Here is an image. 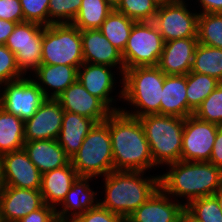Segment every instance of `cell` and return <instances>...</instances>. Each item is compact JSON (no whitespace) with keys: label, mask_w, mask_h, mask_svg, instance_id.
<instances>
[{"label":"cell","mask_w":222,"mask_h":222,"mask_svg":"<svg viewBox=\"0 0 222 222\" xmlns=\"http://www.w3.org/2000/svg\"><path fill=\"white\" fill-rule=\"evenodd\" d=\"M114 170L146 171L153 162L144 127L139 118L121 111L108 116Z\"/></svg>","instance_id":"obj_1"},{"label":"cell","mask_w":222,"mask_h":222,"mask_svg":"<svg viewBox=\"0 0 222 222\" xmlns=\"http://www.w3.org/2000/svg\"><path fill=\"white\" fill-rule=\"evenodd\" d=\"M168 165L171 169L160 175V188L172 198L186 197L184 205L214 195L222 185V169L209 161L180 160Z\"/></svg>","instance_id":"obj_2"},{"label":"cell","mask_w":222,"mask_h":222,"mask_svg":"<svg viewBox=\"0 0 222 222\" xmlns=\"http://www.w3.org/2000/svg\"><path fill=\"white\" fill-rule=\"evenodd\" d=\"M144 173L113 170L103 176L105 198L99 205L126 220L160 188V175L144 178Z\"/></svg>","instance_id":"obj_3"},{"label":"cell","mask_w":222,"mask_h":222,"mask_svg":"<svg viewBox=\"0 0 222 222\" xmlns=\"http://www.w3.org/2000/svg\"><path fill=\"white\" fill-rule=\"evenodd\" d=\"M165 74L157 66L134 67L126 69L123 76L120 98L129 102L136 111L121 112L140 118L150 114H160V103Z\"/></svg>","instance_id":"obj_4"},{"label":"cell","mask_w":222,"mask_h":222,"mask_svg":"<svg viewBox=\"0 0 222 222\" xmlns=\"http://www.w3.org/2000/svg\"><path fill=\"white\" fill-rule=\"evenodd\" d=\"M139 120L144 127L156 167L181 160L185 118L150 114L140 117Z\"/></svg>","instance_id":"obj_5"},{"label":"cell","mask_w":222,"mask_h":222,"mask_svg":"<svg viewBox=\"0 0 222 222\" xmlns=\"http://www.w3.org/2000/svg\"><path fill=\"white\" fill-rule=\"evenodd\" d=\"M70 162L78 176L95 178L114 170L108 118L94 125Z\"/></svg>","instance_id":"obj_6"},{"label":"cell","mask_w":222,"mask_h":222,"mask_svg":"<svg viewBox=\"0 0 222 222\" xmlns=\"http://www.w3.org/2000/svg\"><path fill=\"white\" fill-rule=\"evenodd\" d=\"M83 63L80 29L72 23L43 28L41 64L69 65L78 69Z\"/></svg>","instance_id":"obj_7"},{"label":"cell","mask_w":222,"mask_h":222,"mask_svg":"<svg viewBox=\"0 0 222 222\" xmlns=\"http://www.w3.org/2000/svg\"><path fill=\"white\" fill-rule=\"evenodd\" d=\"M164 40L153 22H135L122 54L125 70L157 66Z\"/></svg>","instance_id":"obj_8"},{"label":"cell","mask_w":222,"mask_h":222,"mask_svg":"<svg viewBox=\"0 0 222 222\" xmlns=\"http://www.w3.org/2000/svg\"><path fill=\"white\" fill-rule=\"evenodd\" d=\"M43 26L31 23H17L5 45L15 54L20 71L25 74L34 72L42 59Z\"/></svg>","instance_id":"obj_9"},{"label":"cell","mask_w":222,"mask_h":222,"mask_svg":"<svg viewBox=\"0 0 222 222\" xmlns=\"http://www.w3.org/2000/svg\"><path fill=\"white\" fill-rule=\"evenodd\" d=\"M184 0L159 5L153 23L161 34L164 42L171 40L197 37L199 13L187 9Z\"/></svg>","instance_id":"obj_10"},{"label":"cell","mask_w":222,"mask_h":222,"mask_svg":"<svg viewBox=\"0 0 222 222\" xmlns=\"http://www.w3.org/2000/svg\"><path fill=\"white\" fill-rule=\"evenodd\" d=\"M3 86L1 108L23 121L31 118L47 99L34 78L23 77Z\"/></svg>","instance_id":"obj_11"},{"label":"cell","mask_w":222,"mask_h":222,"mask_svg":"<svg viewBox=\"0 0 222 222\" xmlns=\"http://www.w3.org/2000/svg\"><path fill=\"white\" fill-rule=\"evenodd\" d=\"M219 125L198 119L195 115L185 118L181 160L209 161Z\"/></svg>","instance_id":"obj_12"},{"label":"cell","mask_w":222,"mask_h":222,"mask_svg":"<svg viewBox=\"0 0 222 222\" xmlns=\"http://www.w3.org/2000/svg\"><path fill=\"white\" fill-rule=\"evenodd\" d=\"M0 165L3 186L40 190L42 173L24 149L2 154Z\"/></svg>","instance_id":"obj_13"},{"label":"cell","mask_w":222,"mask_h":222,"mask_svg":"<svg viewBox=\"0 0 222 222\" xmlns=\"http://www.w3.org/2000/svg\"><path fill=\"white\" fill-rule=\"evenodd\" d=\"M64 110L59 101L47 98L37 112L24 121L25 142L57 140L61 131Z\"/></svg>","instance_id":"obj_14"},{"label":"cell","mask_w":222,"mask_h":222,"mask_svg":"<svg viewBox=\"0 0 222 222\" xmlns=\"http://www.w3.org/2000/svg\"><path fill=\"white\" fill-rule=\"evenodd\" d=\"M44 205L40 190L2 186L0 222H18Z\"/></svg>","instance_id":"obj_15"},{"label":"cell","mask_w":222,"mask_h":222,"mask_svg":"<svg viewBox=\"0 0 222 222\" xmlns=\"http://www.w3.org/2000/svg\"><path fill=\"white\" fill-rule=\"evenodd\" d=\"M62 109L94 120L104 122L112 111L96 96L91 95L77 79L56 98Z\"/></svg>","instance_id":"obj_16"},{"label":"cell","mask_w":222,"mask_h":222,"mask_svg":"<svg viewBox=\"0 0 222 222\" xmlns=\"http://www.w3.org/2000/svg\"><path fill=\"white\" fill-rule=\"evenodd\" d=\"M84 63L100 64L115 67L118 64L121 75L125 72V65L121 52L99 31L81 30Z\"/></svg>","instance_id":"obj_17"},{"label":"cell","mask_w":222,"mask_h":222,"mask_svg":"<svg viewBox=\"0 0 222 222\" xmlns=\"http://www.w3.org/2000/svg\"><path fill=\"white\" fill-rule=\"evenodd\" d=\"M198 43L197 37L164 42L157 67L165 75H187L191 71Z\"/></svg>","instance_id":"obj_18"},{"label":"cell","mask_w":222,"mask_h":222,"mask_svg":"<svg viewBox=\"0 0 222 222\" xmlns=\"http://www.w3.org/2000/svg\"><path fill=\"white\" fill-rule=\"evenodd\" d=\"M171 197L159 188L144 204L137 208L125 222H177L185 205L171 201Z\"/></svg>","instance_id":"obj_19"},{"label":"cell","mask_w":222,"mask_h":222,"mask_svg":"<svg viewBox=\"0 0 222 222\" xmlns=\"http://www.w3.org/2000/svg\"><path fill=\"white\" fill-rule=\"evenodd\" d=\"M111 68L108 65L83 63L78 68L77 79L91 95L99 98L112 112H117L121 109L111 106L114 99L109 95L115 87V74Z\"/></svg>","instance_id":"obj_20"},{"label":"cell","mask_w":222,"mask_h":222,"mask_svg":"<svg viewBox=\"0 0 222 222\" xmlns=\"http://www.w3.org/2000/svg\"><path fill=\"white\" fill-rule=\"evenodd\" d=\"M91 178L93 177L78 176L73 182L62 202L61 206L63 208L59 211L56 210L58 222H70L73 218L99 204V201L95 198L97 193L90 189L89 181Z\"/></svg>","instance_id":"obj_21"},{"label":"cell","mask_w":222,"mask_h":222,"mask_svg":"<svg viewBox=\"0 0 222 222\" xmlns=\"http://www.w3.org/2000/svg\"><path fill=\"white\" fill-rule=\"evenodd\" d=\"M78 174L71 162L67 165L42 174L40 192L44 204L57 209L63 202Z\"/></svg>","instance_id":"obj_22"},{"label":"cell","mask_w":222,"mask_h":222,"mask_svg":"<svg viewBox=\"0 0 222 222\" xmlns=\"http://www.w3.org/2000/svg\"><path fill=\"white\" fill-rule=\"evenodd\" d=\"M23 149L42 174L61 168L70 162V158L65 154L58 140L25 142Z\"/></svg>","instance_id":"obj_23"},{"label":"cell","mask_w":222,"mask_h":222,"mask_svg":"<svg viewBox=\"0 0 222 222\" xmlns=\"http://www.w3.org/2000/svg\"><path fill=\"white\" fill-rule=\"evenodd\" d=\"M34 72L36 74L35 76L38 78V81H35L38 87L43 91L45 97L54 99L72 85L77 80L78 76V69L76 67L61 64H41ZM45 86L53 89L54 92L50 94L48 88Z\"/></svg>","instance_id":"obj_24"},{"label":"cell","mask_w":222,"mask_h":222,"mask_svg":"<svg viewBox=\"0 0 222 222\" xmlns=\"http://www.w3.org/2000/svg\"><path fill=\"white\" fill-rule=\"evenodd\" d=\"M186 91L187 75H166L160 100V114L180 118L188 117Z\"/></svg>","instance_id":"obj_25"},{"label":"cell","mask_w":222,"mask_h":222,"mask_svg":"<svg viewBox=\"0 0 222 222\" xmlns=\"http://www.w3.org/2000/svg\"><path fill=\"white\" fill-rule=\"evenodd\" d=\"M95 124L96 122L92 119L64 111L61 131L57 140L70 159L79 151L85 137Z\"/></svg>","instance_id":"obj_26"},{"label":"cell","mask_w":222,"mask_h":222,"mask_svg":"<svg viewBox=\"0 0 222 222\" xmlns=\"http://www.w3.org/2000/svg\"><path fill=\"white\" fill-rule=\"evenodd\" d=\"M25 143L24 121L0 109V156L23 149Z\"/></svg>","instance_id":"obj_27"},{"label":"cell","mask_w":222,"mask_h":222,"mask_svg":"<svg viewBox=\"0 0 222 222\" xmlns=\"http://www.w3.org/2000/svg\"><path fill=\"white\" fill-rule=\"evenodd\" d=\"M113 9L107 0H82L72 24L80 30L99 29Z\"/></svg>","instance_id":"obj_28"},{"label":"cell","mask_w":222,"mask_h":222,"mask_svg":"<svg viewBox=\"0 0 222 222\" xmlns=\"http://www.w3.org/2000/svg\"><path fill=\"white\" fill-rule=\"evenodd\" d=\"M134 23L135 21L113 9L102 23L99 31L122 53Z\"/></svg>","instance_id":"obj_29"},{"label":"cell","mask_w":222,"mask_h":222,"mask_svg":"<svg viewBox=\"0 0 222 222\" xmlns=\"http://www.w3.org/2000/svg\"><path fill=\"white\" fill-rule=\"evenodd\" d=\"M220 83L216 78L206 74L191 71L187 74L188 116L194 114L195 110Z\"/></svg>","instance_id":"obj_30"},{"label":"cell","mask_w":222,"mask_h":222,"mask_svg":"<svg viewBox=\"0 0 222 222\" xmlns=\"http://www.w3.org/2000/svg\"><path fill=\"white\" fill-rule=\"evenodd\" d=\"M191 72L206 74L222 82V49L198 43Z\"/></svg>","instance_id":"obj_31"},{"label":"cell","mask_w":222,"mask_h":222,"mask_svg":"<svg viewBox=\"0 0 222 222\" xmlns=\"http://www.w3.org/2000/svg\"><path fill=\"white\" fill-rule=\"evenodd\" d=\"M198 42L222 49V13H199Z\"/></svg>","instance_id":"obj_32"},{"label":"cell","mask_w":222,"mask_h":222,"mask_svg":"<svg viewBox=\"0 0 222 222\" xmlns=\"http://www.w3.org/2000/svg\"><path fill=\"white\" fill-rule=\"evenodd\" d=\"M158 7L154 0H118L114 9L135 22H152Z\"/></svg>","instance_id":"obj_33"},{"label":"cell","mask_w":222,"mask_h":222,"mask_svg":"<svg viewBox=\"0 0 222 222\" xmlns=\"http://www.w3.org/2000/svg\"><path fill=\"white\" fill-rule=\"evenodd\" d=\"M185 210L200 222H222V210L214 195L190 201Z\"/></svg>","instance_id":"obj_34"},{"label":"cell","mask_w":222,"mask_h":222,"mask_svg":"<svg viewBox=\"0 0 222 222\" xmlns=\"http://www.w3.org/2000/svg\"><path fill=\"white\" fill-rule=\"evenodd\" d=\"M193 115L200 120L222 126V82L201 103Z\"/></svg>","instance_id":"obj_35"},{"label":"cell","mask_w":222,"mask_h":222,"mask_svg":"<svg viewBox=\"0 0 222 222\" xmlns=\"http://www.w3.org/2000/svg\"><path fill=\"white\" fill-rule=\"evenodd\" d=\"M82 0H50L49 25L72 23L77 16Z\"/></svg>","instance_id":"obj_36"},{"label":"cell","mask_w":222,"mask_h":222,"mask_svg":"<svg viewBox=\"0 0 222 222\" xmlns=\"http://www.w3.org/2000/svg\"><path fill=\"white\" fill-rule=\"evenodd\" d=\"M50 0H20L24 21L36 23L43 27L49 25Z\"/></svg>","instance_id":"obj_37"},{"label":"cell","mask_w":222,"mask_h":222,"mask_svg":"<svg viewBox=\"0 0 222 222\" xmlns=\"http://www.w3.org/2000/svg\"><path fill=\"white\" fill-rule=\"evenodd\" d=\"M23 75L18 68L15 54L6 45H0V83L19 80Z\"/></svg>","instance_id":"obj_38"},{"label":"cell","mask_w":222,"mask_h":222,"mask_svg":"<svg viewBox=\"0 0 222 222\" xmlns=\"http://www.w3.org/2000/svg\"><path fill=\"white\" fill-rule=\"evenodd\" d=\"M70 222H125V220L98 204L96 207L73 218Z\"/></svg>","instance_id":"obj_39"},{"label":"cell","mask_w":222,"mask_h":222,"mask_svg":"<svg viewBox=\"0 0 222 222\" xmlns=\"http://www.w3.org/2000/svg\"><path fill=\"white\" fill-rule=\"evenodd\" d=\"M0 19L12 22H24L20 0H0Z\"/></svg>","instance_id":"obj_40"},{"label":"cell","mask_w":222,"mask_h":222,"mask_svg":"<svg viewBox=\"0 0 222 222\" xmlns=\"http://www.w3.org/2000/svg\"><path fill=\"white\" fill-rule=\"evenodd\" d=\"M18 222H58L56 209L50 205L44 204L41 208L29 213Z\"/></svg>","instance_id":"obj_41"},{"label":"cell","mask_w":222,"mask_h":222,"mask_svg":"<svg viewBox=\"0 0 222 222\" xmlns=\"http://www.w3.org/2000/svg\"><path fill=\"white\" fill-rule=\"evenodd\" d=\"M209 162L222 169V126L218 128Z\"/></svg>","instance_id":"obj_42"},{"label":"cell","mask_w":222,"mask_h":222,"mask_svg":"<svg viewBox=\"0 0 222 222\" xmlns=\"http://www.w3.org/2000/svg\"><path fill=\"white\" fill-rule=\"evenodd\" d=\"M202 6L200 13H222V0H198Z\"/></svg>","instance_id":"obj_43"},{"label":"cell","mask_w":222,"mask_h":222,"mask_svg":"<svg viewBox=\"0 0 222 222\" xmlns=\"http://www.w3.org/2000/svg\"><path fill=\"white\" fill-rule=\"evenodd\" d=\"M17 22L0 19V45H5Z\"/></svg>","instance_id":"obj_44"},{"label":"cell","mask_w":222,"mask_h":222,"mask_svg":"<svg viewBox=\"0 0 222 222\" xmlns=\"http://www.w3.org/2000/svg\"><path fill=\"white\" fill-rule=\"evenodd\" d=\"M177 222H200V221L196 220L192 215H190L186 210H184L180 214Z\"/></svg>","instance_id":"obj_45"},{"label":"cell","mask_w":222,"mask_h":222,"mask_svg":"<svg viewBox=\"0 0 222 222\" xmlns=\"http://www.w3.org/2000/svg\"><path fill=\"white\" fill-rule=\"evenodd\" d=\"M214 196L218 200L219 206L222 210V185L221 187L215 192Z\"/></svg>","instance_id":"obj_46"},{"label":"cell","mask_w":222,"mask_h":222,"mask_svg":"<svg viewBox=\"0 0 222 222\" xmlns=\"http://www.w3.org/2000/svg\"><path fill=\"white\" fill-rule=\"evenodd\" d=\"M154 1H156L159 5H163V4L174 2L176 0H154Z\"/></svg>","instance_id":"obj_47"},{"label":"cell","mask_w":222,"mask_h":222,"mask_svg":"<svg viewBox=\"0 0 222 222\" xmlns=\"http://www.w3.org/2000/svg\"><path fill=\"white\" fill-rule=\"evenodd\" d=\"M109 3H111L113 6L118 2V0H107Z\"/></svg>","instance_id":"obj_48"},{"label":"cell","mask_w":222,"mask_h":222,"mask_svg":"<svg viewBox=\"0 0 222 222\" xmlns=\"http://www.w3.org/2000/svg\"><path fill=\"white\" fill-rule=\"evenodd\" d=\"M2 186H3V184H2V180H1V165H0V192L2 190Z\"/></svg>","instance_id":"obj_49"},{"label":"cell","mask_w":222,"mask_h":222,"mask_svg":"<svg viewBox=\"0 0 222 222\" xmlns=\"http://www.w3.org/2000/svg\"><path fill=\"white\" fill-rule=\"evenodd\" d=\"M0 85L2 86L3 84L0 83ZM1 92V91H0ZM1 101H2V94L0 93V109H1Z\"/></svg>","instance_id":"obj_50"}]
</instances>
